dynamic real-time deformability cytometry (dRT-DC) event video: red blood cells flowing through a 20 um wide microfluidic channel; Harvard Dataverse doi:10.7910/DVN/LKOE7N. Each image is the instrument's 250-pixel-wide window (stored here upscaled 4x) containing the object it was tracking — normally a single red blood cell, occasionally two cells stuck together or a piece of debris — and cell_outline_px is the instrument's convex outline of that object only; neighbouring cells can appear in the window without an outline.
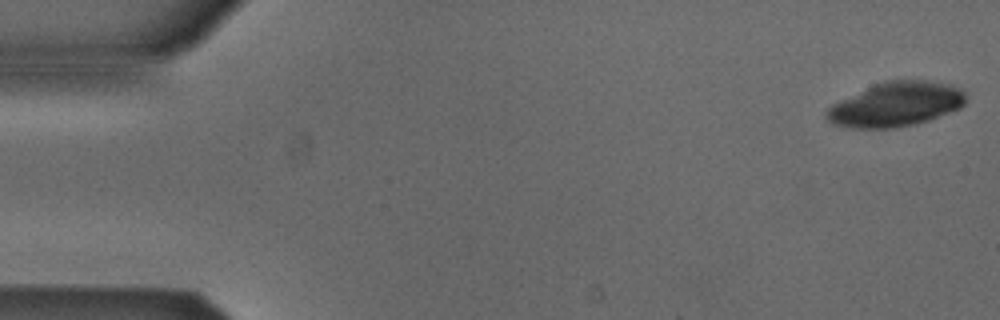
{"species": "Egyptian fruit bat (a non-hibernating species)", "species_latin": "Rousettus aegyptiacus", "temperature_condition": "cold", "stored_images_in_passage": 12, "camera_frame_rate_fps": 3000, "um_per_image_px": 0.085, "animal": {"sex": "male"}, "frame": {"image": 1, "passage_image": 1, "time_ms": 0.0, "image_size_px": [1000, 320], "cell_outline_px": [[964, 104], [960, 108], [928, 120], [916, 124], [896, 128], [852, 128], [832, 124], [824, 116], [824, 112], [832, 104], [884, 80], [928, 80], [952, 84], [960, 88], [964, 92]], "centroid_in_image_um": [76.14, 8.87], "position_along_channel_um": 8.9, "area_um2": 36.01}}